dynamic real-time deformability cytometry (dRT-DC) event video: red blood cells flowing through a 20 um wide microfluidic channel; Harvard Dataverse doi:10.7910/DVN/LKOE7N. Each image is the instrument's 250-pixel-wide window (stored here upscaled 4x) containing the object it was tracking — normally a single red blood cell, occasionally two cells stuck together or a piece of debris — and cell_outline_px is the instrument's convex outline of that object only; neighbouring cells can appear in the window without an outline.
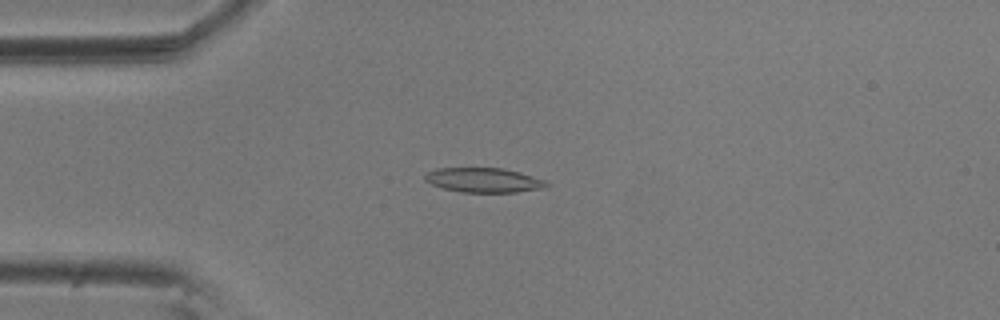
{"species": "common noctule bat (a hibernating species)", "species_latin": "Nyctalus noctula", "temperature_condition": "room temperature", "stored_images_in_passage": 30, "camera_frame_rate_fps": 3000, "um_per_image_px": 0.085, "animal": {"sex": "male", "body_mass_g": 20.5, "forearm_length_mm": 52.5}, "frame": {"image": 1, "passage_image": 1, "time_ms": 0.0, "image_size_px": [1000, 320], "cell_outline_px": [[552, 184], [548, 188], [516, 192], [460, 192], [444, 188], [432, 184], [424, 180], [424, 176], [428, 172], [436, 168], [504, 168], [520, 172], [548, 180]], "centroid_in_image_um": [41.21, 15.31], "position_along_channel_um": 43.8, "area_um2": 17.69}}
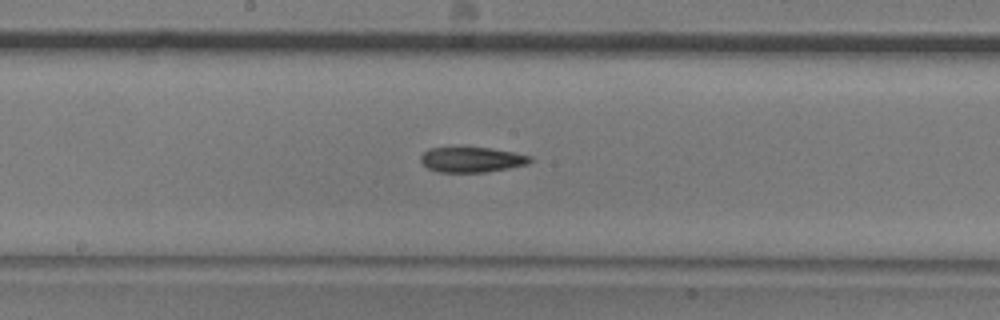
{"frame": {"image": 2, "passage_image": 16, "time_ms": 5.0, "image_size_px": [1000, 320], "cell_outline_px": [[532, 160], [528, 164], [488, 172], [436, 172], [428, 168], [420, 160], [420, 156], [428, 148], [456, 144], [460, 144], [492, 148], [532, 156]], "centroid_in_image_um": [40.04, 13.51], "position_along_channel_um": 208.2, "area_um2": 16.99}}
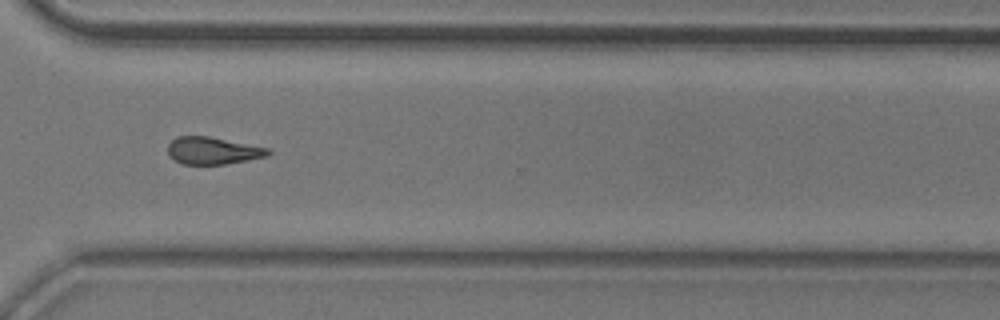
{"frame": {"image": 3, "passage_image": 28, "time_ms": 9.0, "image_size_px": [1000, 320], "cell_outline_px": [[272, 152], [268, 156], [248, 160], [224, 164], [180, 164], [168, 156], [168, 144], [176, 136], [208, 136], [268, 148]], "centroid_in_image_um": [18.06, 12.81], "position_along_channel_um": 352.5, "area_um2": 15.95}}